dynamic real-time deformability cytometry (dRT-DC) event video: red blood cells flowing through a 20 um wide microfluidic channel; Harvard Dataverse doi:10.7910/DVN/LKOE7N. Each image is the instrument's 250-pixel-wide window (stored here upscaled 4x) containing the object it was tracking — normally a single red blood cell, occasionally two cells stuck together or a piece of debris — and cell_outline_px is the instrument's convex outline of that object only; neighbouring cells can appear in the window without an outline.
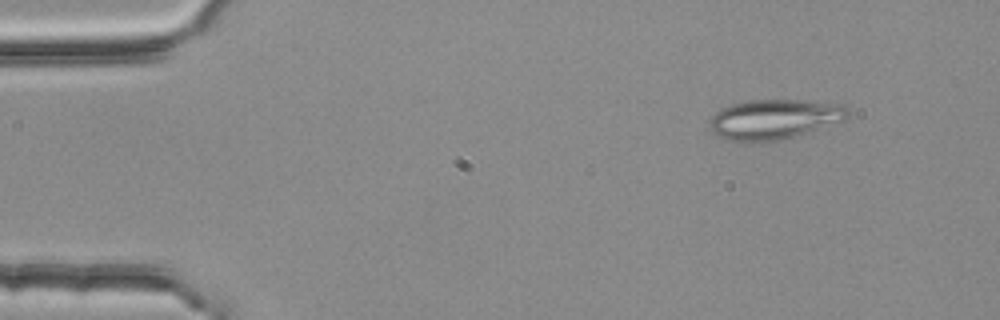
{"species": "common noctule bat (a hibernating species)", "species_latin": "Nyctalus noctula", "temperature_condition": "room temperature", "stored_images_in_passage": 2, "camera_frame_rate_fps": 3000, "um_per_image_px": 0.085, "animal": {"sex": "female", "body_mass_g": 25.1}, "frame": {"image": 1, "passage_image": 2, "time_ms": 0.333, "image_size_px": [1000, 320], "cell_outline_px": [[852, 112], [844, 120], [796, 136], [780, 140], [728, 140], [712, 132], [708, 124], [708, 120], [720, 108], [732, 104], [748, 100], [800, 100], [844, 104]], "centroid_in_image_um": [65.83, 10.11], "position_along_channel_um": 19.2, "area_um2": 31.96}}